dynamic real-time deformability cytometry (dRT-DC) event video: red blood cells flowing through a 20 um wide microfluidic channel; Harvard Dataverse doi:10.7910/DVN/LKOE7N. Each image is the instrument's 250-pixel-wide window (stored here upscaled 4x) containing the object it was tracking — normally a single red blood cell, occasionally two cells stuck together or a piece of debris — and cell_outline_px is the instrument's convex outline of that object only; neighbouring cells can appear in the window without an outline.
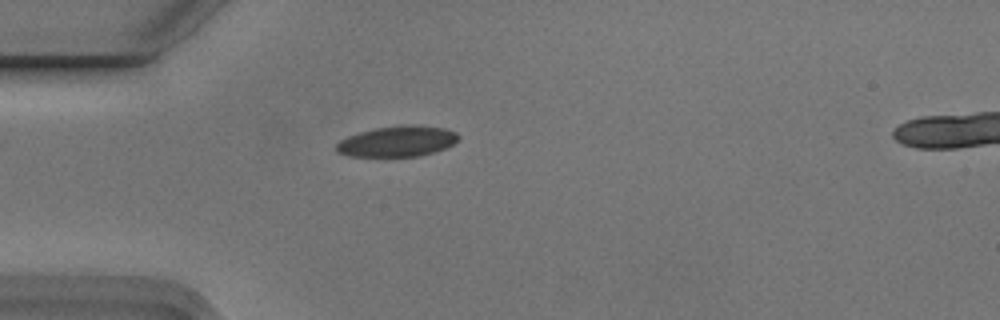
{"species": "Egyptian fruit bat (a non-hibernating species)", "species_latin": "Rousettus aegyptiacus", "temperature_condition": "cold", "stored_images_in_passage": 2, "camera_frame_rate_fps": 3000, "um_per_image_px": 0.085, "animal": {"sex": "male"}, "frame": {"image": 1, "passage_image": 1, "time_ms": 0.0, "image_size_px": [1000, 320], "cell_outline_px": [[460, 140], [444, 148], [420, 156], [348, 156], [336, 152], [336, 144], [340, 140], [348, 136], [360, 132], [376, 128], [400, 124], [408, 124], [444, 128], [456, 132], [460, 136]], "centroid_in_image_um": [33.77, 12.0], "position_along_channel_um": 51.2, "area_um2": 21.85}}